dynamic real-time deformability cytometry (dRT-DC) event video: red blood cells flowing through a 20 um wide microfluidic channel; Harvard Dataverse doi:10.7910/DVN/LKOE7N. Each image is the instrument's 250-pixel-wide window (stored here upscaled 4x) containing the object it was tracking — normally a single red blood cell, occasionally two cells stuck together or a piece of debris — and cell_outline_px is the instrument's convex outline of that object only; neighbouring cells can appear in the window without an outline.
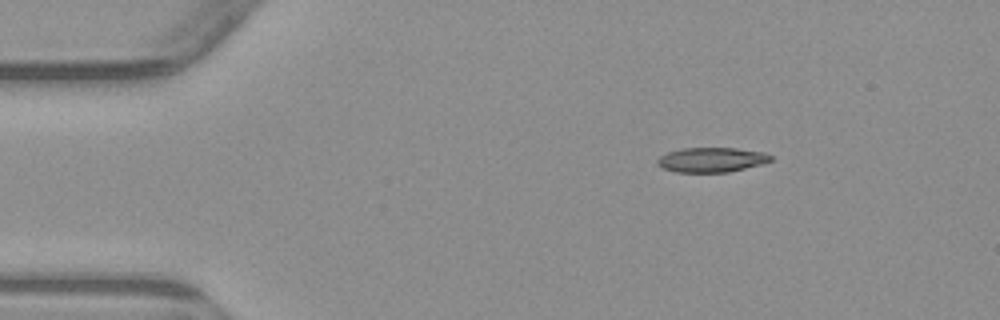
{"species": "common noctule bat (a hibernating species)", "species_latin": "Nyctalus noctula", "temperature_condition": "warm", "stored_images_in_passage": 3, "camera_frame_rate_fps": 3000, "um_per_image_px": 0.085, "animal": {"sex": "male", "body_mass_g": 23.1, "forearm_length_mm": 52.7}, "frame": {"image": 1, "passage_image": 1, "time_ms": 0.0, "image_size_px": [1000, 320], "cell_outline_px": [[772, 160], [764, 164], [728, 172], [676, 172], [664, 168], [656, 164], [656, 160], [660, 156], [668, 152], [684, 148], [736, 148], [764, 152], [772, 156]], "centroid_in_image_um": [60.5, 13.58], "position_along_channel_um": 24.5, "area_um2": 16.36}}